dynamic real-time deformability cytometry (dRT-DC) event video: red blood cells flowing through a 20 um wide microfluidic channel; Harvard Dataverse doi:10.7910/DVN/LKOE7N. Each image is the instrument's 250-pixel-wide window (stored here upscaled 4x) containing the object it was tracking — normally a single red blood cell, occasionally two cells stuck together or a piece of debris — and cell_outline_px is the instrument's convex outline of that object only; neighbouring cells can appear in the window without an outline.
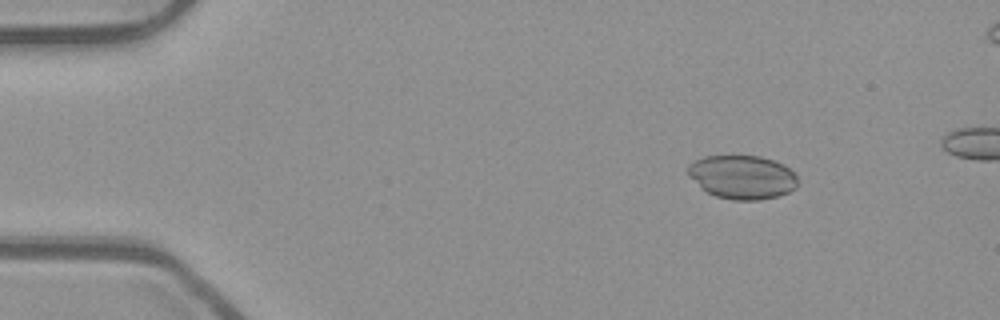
{"species": "common noctule bat (a hibernating species)", "species_latin": "Nyctalus noctula", "temperature_condition": "room temperature", "stored_images_in_passage": 18, "camera_frame_rate_fps": 3000, "um_per_image_px": 0.085, "animal": {"sex": "male", "body_mass_g": 23.1, "forearm_length_mm": 52.7}, "frame": {"image": 1, "passage_image": 8, "time_ms": 2.333, "image_size_px": [1000, 320], "cell_outline_px": [[796, 188], [780, 196], [760, 200], [732, 200], [716, 196], [708, 192], [688, 176], [688, 164], [704, 156], [760, 156], [784, 164], [796, 176]], "centroid_in_image_um": [63.09, 15.06], "position_along_channel_um": 21.9, "area_um2": 27.86}}